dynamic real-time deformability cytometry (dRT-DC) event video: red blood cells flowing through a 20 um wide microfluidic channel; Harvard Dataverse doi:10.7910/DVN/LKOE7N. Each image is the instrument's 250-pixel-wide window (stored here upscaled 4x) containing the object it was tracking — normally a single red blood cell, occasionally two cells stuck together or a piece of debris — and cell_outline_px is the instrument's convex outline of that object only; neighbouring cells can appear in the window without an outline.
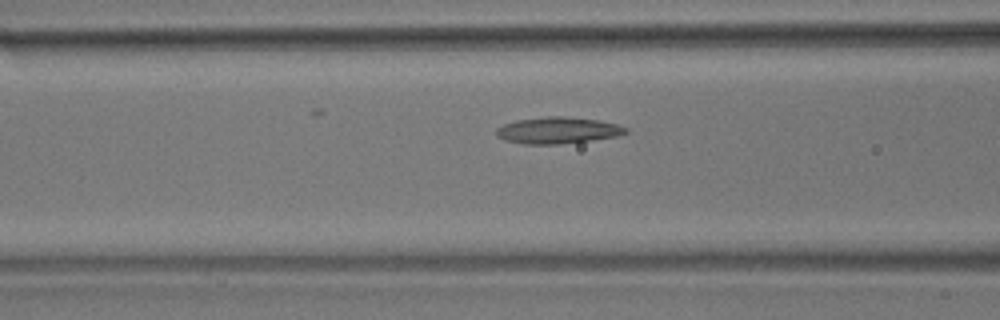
{"species": "common noctule bat (a hibernating species)", "species_latin": "Nyctalus noctula", "temperature_condition": "room temperature", "stored_images_in_passage": 33, "camera_frame_rate_fps": 3000, "um_per_image_px": 0.085, "animal": {"sex": "male", "body_mass_g": 17.9}, "frame": {"image": 1, "passage_image": 11, "time_ms": 3.333, "image_size_px": [1000, 320], "cell_outline_px": [[628, 132], [616, 136], [592, 140], [560, 144], [524, 144], [504, 140], [496, 136], [496, 128], [504, 124], [516, 120], [548, 116], [564, 116], [600, 120], [616, 124], [628, 128]], "centroid_in_image_um": [47.39, 11.08], "position_along_channel_um": 119.2, "area_um2": 20.06}}
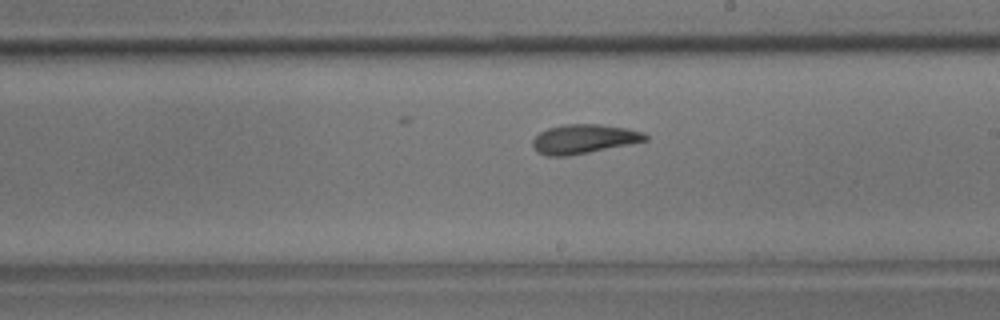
{"frame": {"image": 2, "passage_image": 21, "time_ms": 6.667, "image_size_px": [1000, 320], "cell_outline_px": [[648, 140], [568, 156], [544, 156], [536, 152], [532, 148], [532, 140], [540, 132], [548, 128], [564, 124], [600, 124], [628, 128], [644, 132], [648, 136]], "centroid_in_image_um": [49.59, 11.81], "position_along_channel_um": 239.4, "area_um2": 19.25}}
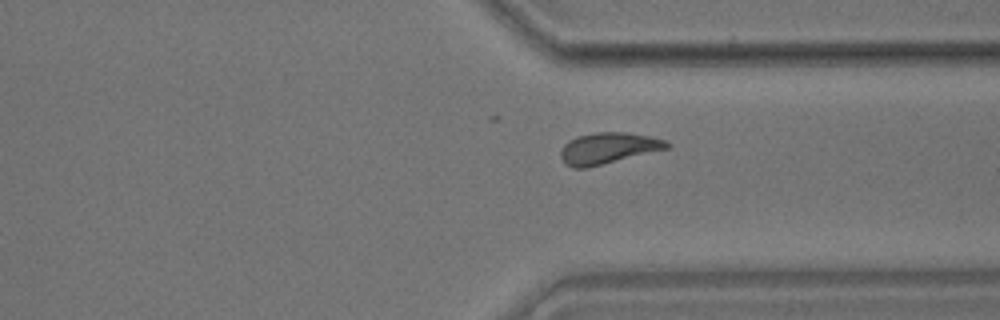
{"frame": {"image": 3, "passage_image": 31, "time_ms": 10.0, "image_size_px": [1000, 320], "cell_outline_px": [[672, 148], [588, 168], [572, 168], [564, 164], [560, 156], [560, 152], [564, 144], [568, 140], [576, 136], [596, 132], [624, 132], [648, 136], [664, 140], [672, 144]], "centroid_in_image_um": [51.7, 12.61], "position_along_channel_um": 359.7, "area_um2": 19.71}}